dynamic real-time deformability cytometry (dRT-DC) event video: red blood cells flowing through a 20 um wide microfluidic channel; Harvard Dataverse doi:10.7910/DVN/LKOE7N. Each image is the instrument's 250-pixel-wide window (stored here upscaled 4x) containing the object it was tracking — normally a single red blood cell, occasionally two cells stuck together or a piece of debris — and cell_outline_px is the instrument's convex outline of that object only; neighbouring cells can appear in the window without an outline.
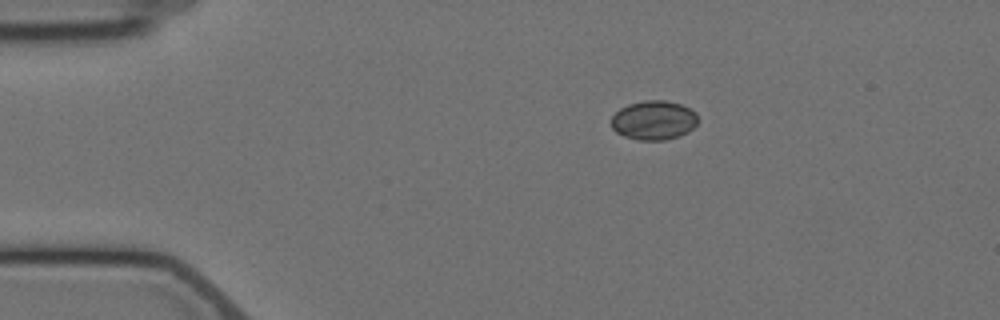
{"species": "Egyptian fruit bat (a non-hibernating species)", "species_latin": "Rousettus aegyptiacus", "temperature_condition": "cold", "stored_images_in_passage": 9, "camera_frame_rate_fps": 3000, "um_per_image_px": 0.085, "animal": {"sex": "female"}, "frame": {"image": 1, "passage_image": 1, "time_ms": 0.0, "image_size_px": [1000, 320], "cell_outline_px": [[700, 120], [688, 132], [680, 136], [664, 140], [636, 140], [624, 136], [616, 132], [612, 128], [612, 116], [620, 108], [628, 104], [644, 100], [664, 100], [680, 104], [696, 112]], "centroid_in_image_um": [55.58, 10.22], "position_along_channel_um": 29.4, "area_um2": 19.94}}
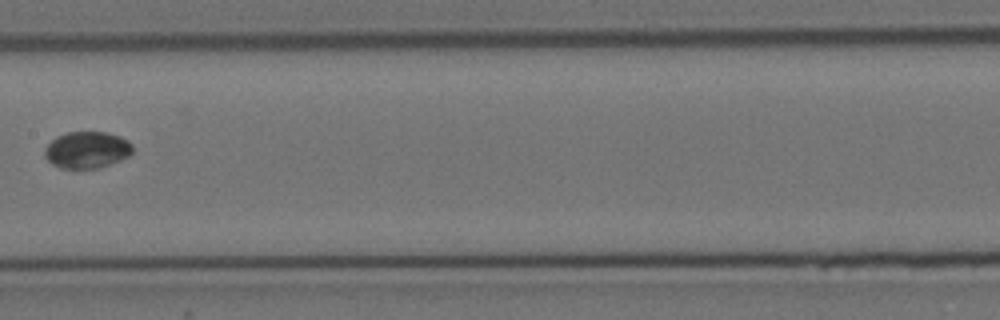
{"frame": {"image": 2, "passage_image": 6, "time_ms": 6.333, "image_size_px": [1000, 320], "cell_outline_px": [[132, 152], [128, 156], [120, 160], [100, 168], [60, 168], [52, 164], [44, 156], [44, 148], [56, 136], [68, 132], [108, 132], [120, 136], [128, 140], [132, 144]], "centroid_in_image_um": [7.39, 12.73], "position_along_channel_um": 200.0, "area_um2": 18.9}}
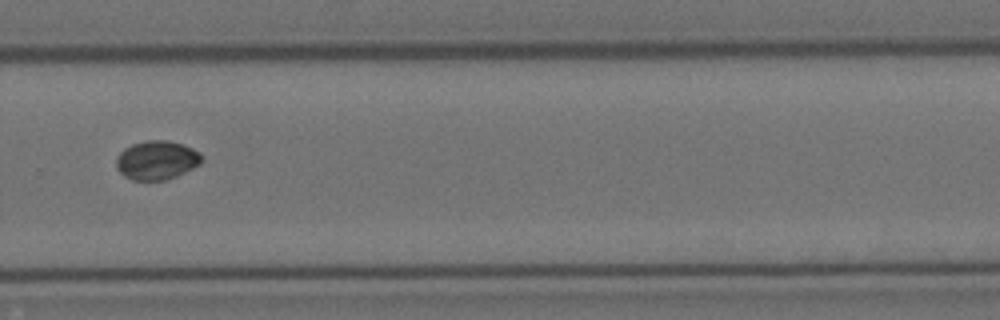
{"frame": {"image": 3, "passage_image": 9, "time_ms": 9.667, "image_size_px": [1000, 320], "cell_outline_px": [[204, 160], [200, 164], [176, 176], [164, 180], [132, 180], [124, 176], [116, 168], [116, 156], [124, 148], [132, 144], [148, 140], [168, 140], [184, 144], [200, 152]], "centroid_in_image_um": [13.32, 13.6], "position_along_channel_um": 316.5, "area_um2": 19.54}}